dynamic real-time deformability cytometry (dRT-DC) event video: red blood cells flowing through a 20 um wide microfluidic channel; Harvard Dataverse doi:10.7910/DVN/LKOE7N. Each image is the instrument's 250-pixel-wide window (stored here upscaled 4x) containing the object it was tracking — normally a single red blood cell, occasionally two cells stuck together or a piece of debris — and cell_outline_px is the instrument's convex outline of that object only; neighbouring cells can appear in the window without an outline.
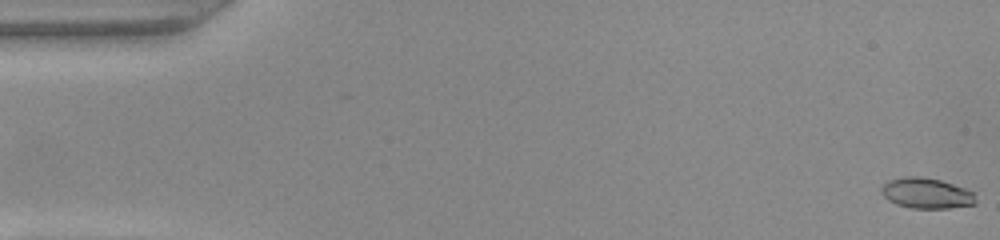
{"species": "common noctule bat (a hibernating species)", "species_latin": "Nyctalus noctula", "temperature_condition": "warm", "stored_images_in_passage": 51, "camera_frame_rate_fps": 3000, "um_per_image_px": 0.085, "animal": {"sex": "female", "body_mass_g": 22.0, "forearm_length_mm": 56.7}, "frame": {"image": 1, "passage_image": 1, "time_ms": 0.0, "image_size_px": [1000, 240], "cell_outline_px": [[976, 204], [948, 208], [912, 208], [896, 204], [888, 200], [880, 192], [880, 188], [888, 180], [904, 176], [924, 176], [940, 180], [964, 188], [972, 192], [976, 200]], "centroid_in_image_um": [78.71, 16.41], "position_along_channel_um": 6.3, "area_um2": 16.82}}
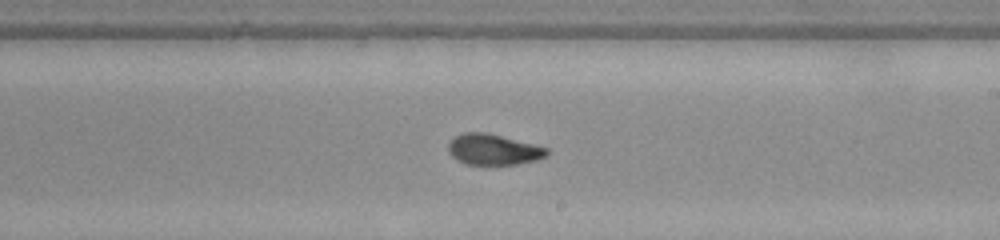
{"frame": {"image": 2, "passage_image": 30, "time_ms": 9.667, "image_size_px": [1000, 240], "cell_outline_px": [[548, 156], [536, 160], [516, 164], [468, 164], [456, 160], [448, 152], [448, 144], [456, 136], [464, 132], [484, 132], [548, 148]], "centroid_in_image_um": [41.92, 12.72], "position_along_channel_um": 247.1, "area_um2": 17.4}}
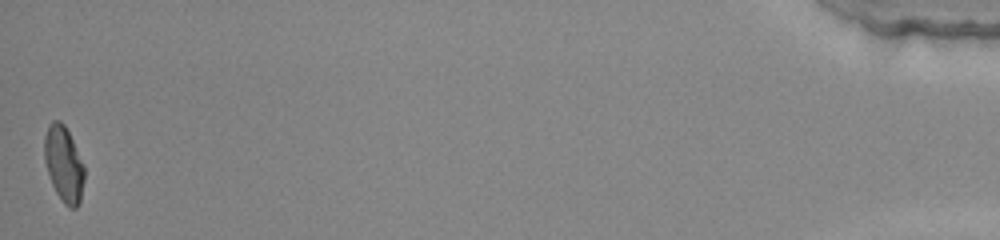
{"frame": {"image": 3, "passage_image": 51, "time_ms": 16.667, "image_size_px": [1000, 240], "cell_outline_px": [[84, 180], [80, 200], [76, 208], [68, 208], [64, 204], [56, 192], [52, 184], [44, 160], [44, 136], [48, 124], [52, 120], [60, 120], [64, 124], [84, 164]], "centroid_in_image_um": [5.41, 13.93], "position_along_channel_um": 429.8, "area_um2": 17.63}, "authors_computed_cell_mechanics": {"area_um2": 17.6868, "velocity_mm_per_s": 4.0408, "shape_relaxation_time_tau1_ms": null, "shape_relaxation_time_tau2_ms": 1.5051, "deformation_change_tau1": null, "deformation_change_tau2": 0.0713}}